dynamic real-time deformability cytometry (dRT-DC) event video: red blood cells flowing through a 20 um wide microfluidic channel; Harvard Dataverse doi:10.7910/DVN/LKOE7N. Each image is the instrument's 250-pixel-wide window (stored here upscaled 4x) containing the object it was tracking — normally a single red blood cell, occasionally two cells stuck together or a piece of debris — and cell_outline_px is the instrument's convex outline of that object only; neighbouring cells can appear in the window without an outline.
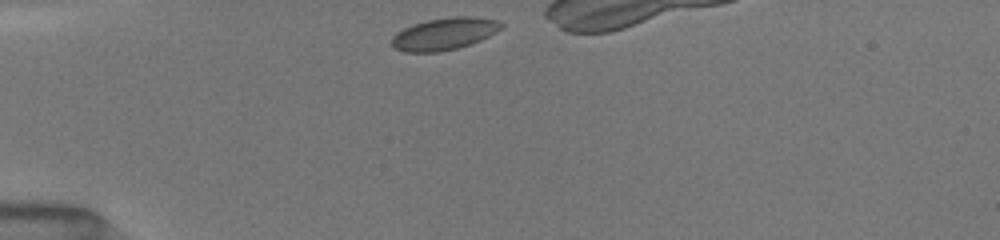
{"species": "common noctule bat (a hibernating species)", "species_latin": "Nyctalus noctula", "temperature_condition": "room temperature", "stored_images_in_passage": 5, "camera_frame_rate_fps": 3000, "um_per_image_px": 0.085, "animal": {"sex": "female", "body_mass_g": 19.5, "forearm_length_mm": 54.1}, "frame": {"image": 1, "passage_image": 1, "time_ms": 0.0, "image_size_px": [1000, 240], "cell_outline_px": [[504, 28], [480, 40], [456, 48], [440, 52], [404, 52], [396, 48], [392, 44], [392, 36], [396, 32], [412, 24], [428, 20], [452, 16], [476, 16], [496, 20], [504, 24]], "centroid_in_image_um": [37.78, 2.86], "position_along_channel_um": 47.2, "area_um2": 20.52}}
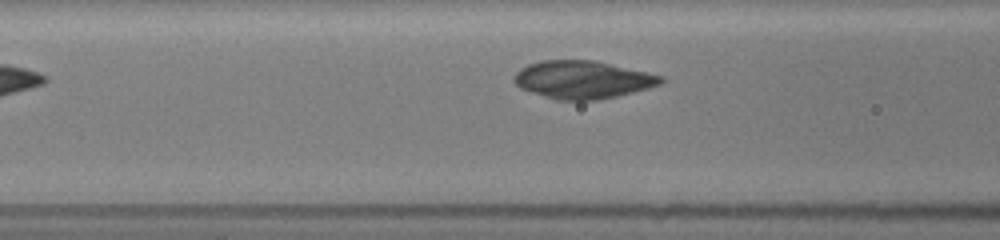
{"frame": {"image": 2, "passage_image": 5, "time_ms": 3.667, "image_size_px": [1000, 240], "cell_outline_px": [[664, 80], [660, 84], [648, 88], [616, 96], [596, 100], [556, 100], [520, 88], [512, 80], [512, 76], [520, 68], [528, 64], [540, 60], [596, 60], [664, 76]], "centroid_in_image_um": [49.5, 6.76], "position_along_channel_um": 117.1, "area_um2": 32.43}}